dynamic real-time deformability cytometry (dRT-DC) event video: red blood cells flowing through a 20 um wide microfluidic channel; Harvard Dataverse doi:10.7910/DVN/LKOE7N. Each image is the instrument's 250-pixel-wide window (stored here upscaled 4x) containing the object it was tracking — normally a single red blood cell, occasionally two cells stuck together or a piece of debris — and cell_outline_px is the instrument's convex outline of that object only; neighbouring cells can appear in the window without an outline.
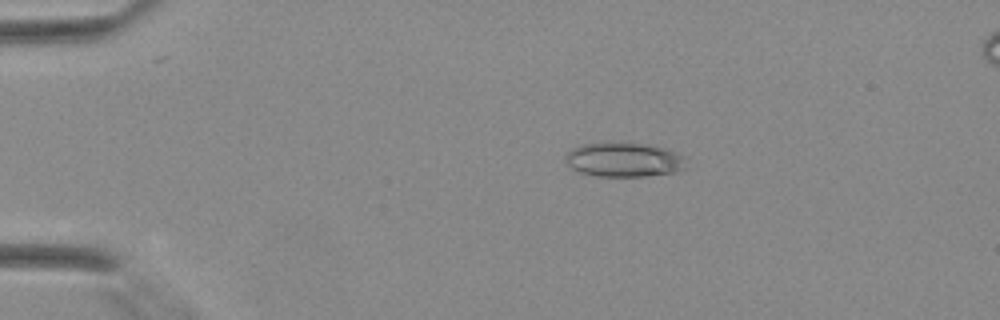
{"species": "Egyptian fruit bat (a non-hibernating species)", "species_latin": "Rousettus aegyptiacus", "temperature_condition": "warm", "stored_images_in_passage": 42, "camera_frame_rate_fps": 3000, "um_per_image_px": 0.085, "animal": {"sex": "female"}, "frame": {"image": 1, "passage_image": 9, "time_ms": 2.667, "image_size_px": [1000, 320], "cell_outline_px": [[688, 168], [676, 172], [644, 176], [596, 176], [580, 172], [572, 168], [568, 164], [564, 156], [572, 148], [580, 144], [656, 144], [688, 156]], "centroid_in_image_um": [53.16, 13.58], "position_along_channel_um": 31.8, "area_um2": 24.39}}
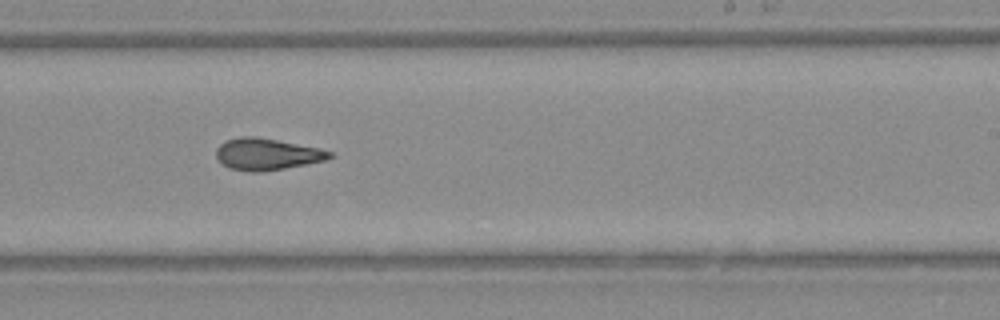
{"frame": {"image": 2, "passage_image": 27, "time_ms": 8.667, "image_size_px": [1000, 320], "cell_outline_px": [[336, 156], [328, 160], [308, 164], [260, 172], [248, 172], [228, 168], [216, 156], [216, 148], [220, 144], [228, 140], [240, 136], [252, 136], [276, 140], [320, 148], [332, 152]], "centroid_in_image_um": [22.73, 13.11], "position_along_channel_um": 266.3, "area_um2": 20.98}}
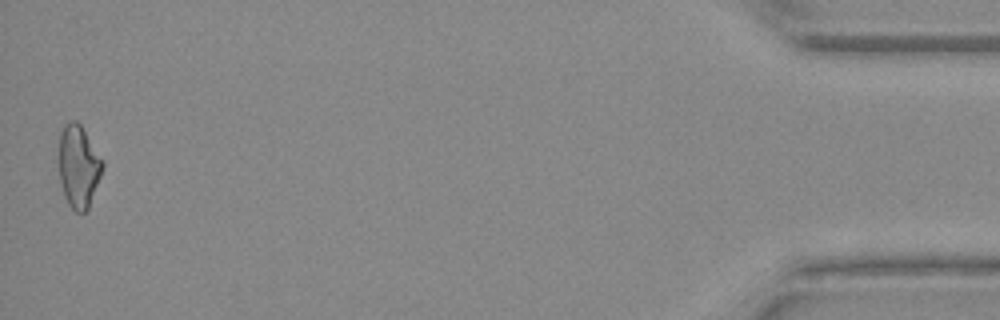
{"frame": {"image": 3, "passage_image": 42, "time_ms": 13.667, "image_size_px": [1000, 320], "cell_outline_px": [[104, 168], [88, 208], [84, 212], [76, 212], [68, 204], [64, 196], [60, 180], [60, 132], [64, 124], [72, 120], [76, 120], [80, 124], [104, 160]], "centroid_in_image_um": [6.7, 14.13], "position_along_channel_um": 428.5, "area_um2": 20.92}}